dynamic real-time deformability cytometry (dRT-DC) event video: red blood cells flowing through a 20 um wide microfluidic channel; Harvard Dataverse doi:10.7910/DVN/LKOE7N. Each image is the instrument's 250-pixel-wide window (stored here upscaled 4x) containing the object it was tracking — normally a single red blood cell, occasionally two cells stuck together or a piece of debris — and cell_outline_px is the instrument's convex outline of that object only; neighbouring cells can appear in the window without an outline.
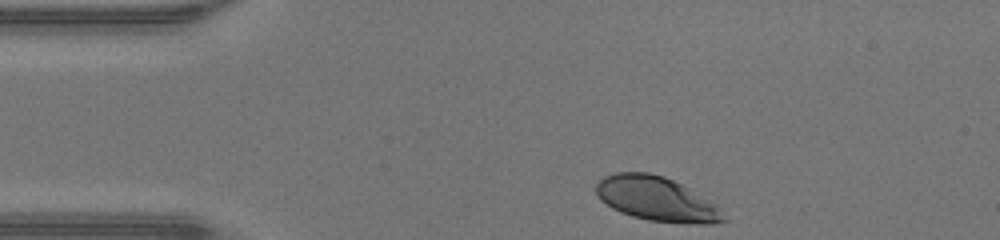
{"species": "human", "species_latin": "Homo sapiens", "temperature_condition": "warm", "stored_images_in_passage": 31, "camera_frame_rate_fps": 3000, "um_per_image_px": 0.085, "donor": {"sex": "male"}, "frame": {"image": 1, "passage_image": 1, "time_ms": 0.0, "image_size_px": [1000, 240], "cell_outline_px": [[728, 220], [712, 224], [688, 224], [648, 220], [632, 216], [620, 212], [612, 208], [600, 200], [596, 192], [596, 184], [604, 176], [616, 172], [648, 172], [664, 176], [680, 184], [716, 204], [720, 208]], "centroid_in_image_um": [55.81, 16.92], "position_along_channel_um": 29.2, "area_um2": 32.95}}
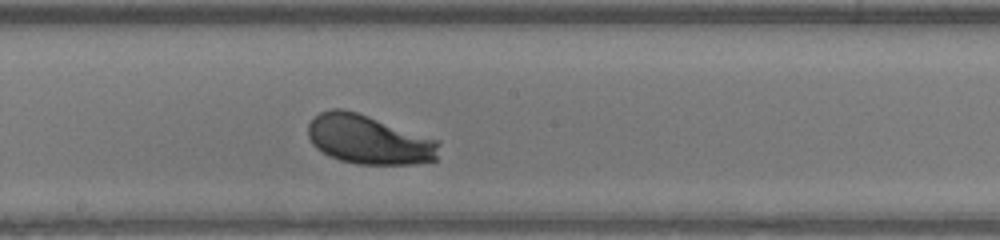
{"frame": {"image": 2, "passage_image": 18, "time_ms": 5.667, "image_size_px": [1000, 240], "cell_outline_px": [[440, 144], [436, 160], [412, 164], [356, 164], [340, 160], [316, 148], [312, 144], [308, 136], [308, 124], [320, 112], [332, 108], [340, 108], [356, 112], [440, 140]], "centroid_in_image_um": [31.36, 11.87], "position_along_channel_um": 216.8, "area_um2": 37.34}}
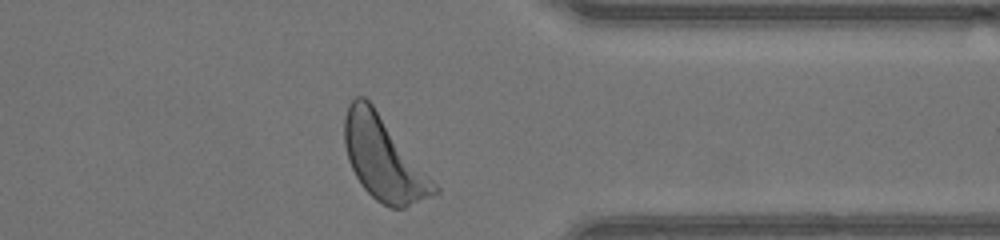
{"frame": {"image": 3, "passage_image": 30, "time_ms": 9.667, "image_size_px": [1000, 240], "cell_outline_px": [[440, 192], [404, 208], [392, 208], [376, 200], [360, 184], [348, 160], [344, 144], [344, 116], [348, 104], [356, 96], [364, 96], [372, 104], [440, 188]], "centroid_in_image_um": [32.59, 13.48], "position_along_channel_um": 378.8, "area_um2": 43.12}, "authors_computed_cell_mechanics": {"area_um2": 36.992, "velocity_mm_per_s": 4.3006, "shape_relaxation_time_tau1_ms": 1.5429, "shape_relaxation_time_tau2_ms": null, "deformation_change_tau1": 0.1353, "deformation_change_tau2": null}}